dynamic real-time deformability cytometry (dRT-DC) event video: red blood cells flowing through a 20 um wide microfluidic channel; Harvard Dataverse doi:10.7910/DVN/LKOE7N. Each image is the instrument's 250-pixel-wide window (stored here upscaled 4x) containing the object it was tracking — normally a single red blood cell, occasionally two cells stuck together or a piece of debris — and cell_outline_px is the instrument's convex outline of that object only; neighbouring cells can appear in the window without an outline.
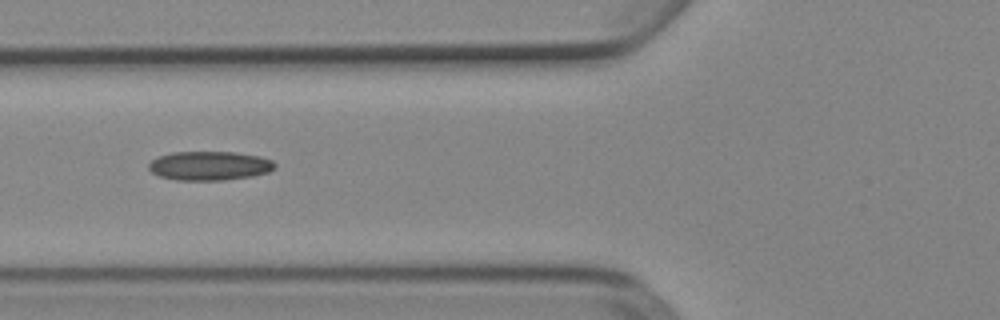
{"species": "Egyptian fruit bat (a non-hibernating species)", "species_latin": "Rousettus aegyptiacus", "temperature_condition": "cold", "stored_images_in_passage": 6, "camera_frame_rate_fps": 3000, "um_per_image_px": 0.085, "animal": {"sex": "female"}, "frame": {"image": 1, "passage_image": 6, "time_ms": 1.667, "image_size_px": [1000, 320], "cell_outline_px": [[276, 168], [268, 172], [252, 176], [224, 180], [176, 180], [160, 176], [152, 172], [148, 168], [148, 164], [152, 160], [160, 156], [172, 152], [236, 152], [260, 156], [272, 160], [276, 164]], "centroid_in_image_um": [17.83, 14.09], "position_along_channel_um": 108.0, "area_um2": 21.39}}